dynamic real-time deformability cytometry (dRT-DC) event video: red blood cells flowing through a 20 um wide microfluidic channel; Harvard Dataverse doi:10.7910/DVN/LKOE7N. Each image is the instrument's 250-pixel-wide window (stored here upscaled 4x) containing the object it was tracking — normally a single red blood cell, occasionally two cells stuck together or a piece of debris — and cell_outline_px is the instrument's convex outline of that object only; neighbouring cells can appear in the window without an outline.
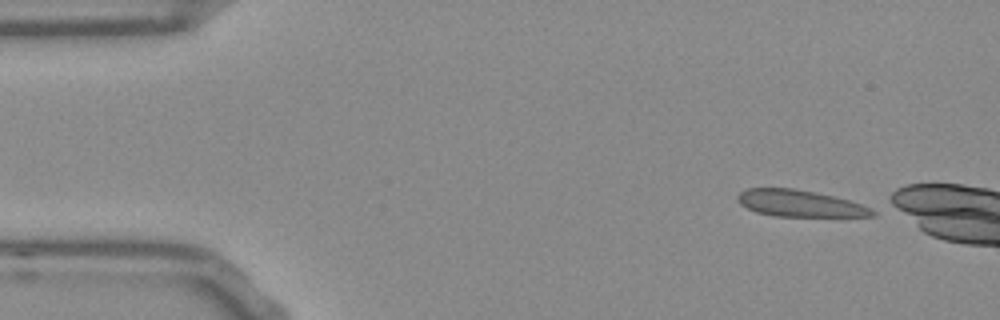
{"species": "Egyptian fruit bat (a non-hibernating species)", "species_latin": "Rousettus aegyptiacus", "temperature_condition": "room temperature", "stored_images_in_passage": 39, "camera_frame_rate_fps": 3000, "um_per_image_px": 0.085, "frame": {"image": 1, "passage_image": 1, "time_ms": 0.0, "image_size_px": [1000, 320], "cell_outline_px": [[876, 216], [776, 216], [756, 212], [740, 204], [736, 200], [736, 196], [740, 192], [748, 188], [792, 188], [816, 192], [848, 200], [872, 208], [876, 212]], "centroid_in_image_um": [67.96, 17.29], "position_along_channel_um": 17.0, "area_um2": 20.81}}
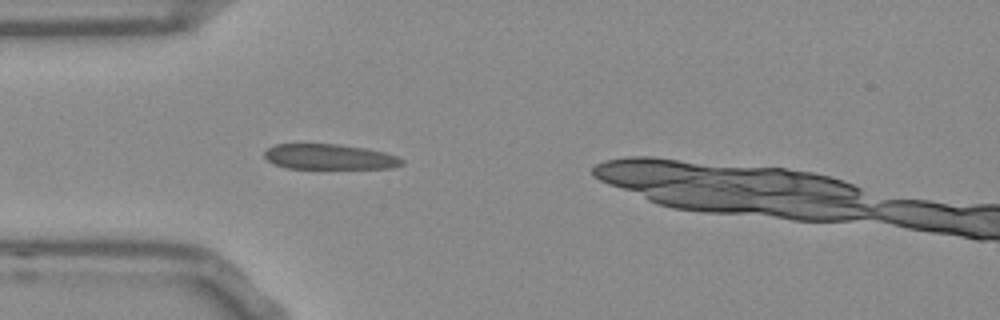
{"frame": {"image": 2, "passage_image": 11, "time_ms": 3.333, "image_size_px": [1000, 320], "cell_outline_px": [[404, 164], [392, 168], [284, 168], [272, 164], [264, 156], [264, 152], [268, 148], [276, 144], [336, 144], [364, 148], [384, 152], [396, 156], [404, 160]], "centroid_in_image_um": [27.98, 13.33], "position_along_channel_um": 57.0, "area_um2": 20.23}}
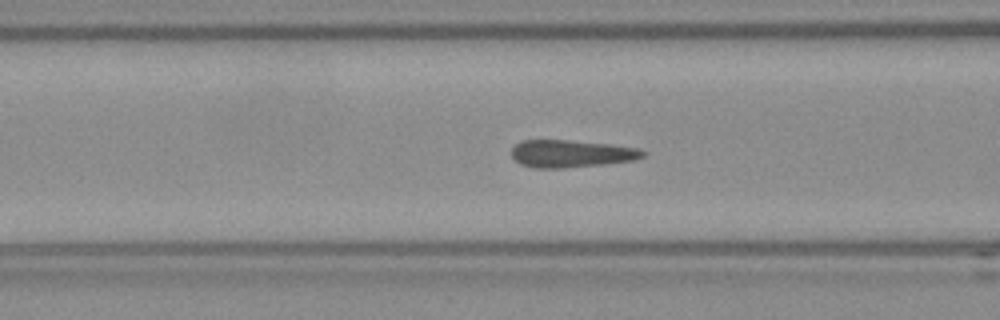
{"frame": {"image": 3, "passage_image": 16, "time_ms": 5.0, "image_size_px": [1000, 320], "cell_outline_px": [[648, 152], [644, 156], [636, 160], [604, 164], [564, 168], [536, 168], [520, 164], [512, 156], [512, 148], [516, 144], [524, 140], [568, 140], [608, 144], [640, 148]], "centroid_in_image_um": [48.6, 13.06], "position_along_channel_um": 118.0, "area_um2": 21.04}}